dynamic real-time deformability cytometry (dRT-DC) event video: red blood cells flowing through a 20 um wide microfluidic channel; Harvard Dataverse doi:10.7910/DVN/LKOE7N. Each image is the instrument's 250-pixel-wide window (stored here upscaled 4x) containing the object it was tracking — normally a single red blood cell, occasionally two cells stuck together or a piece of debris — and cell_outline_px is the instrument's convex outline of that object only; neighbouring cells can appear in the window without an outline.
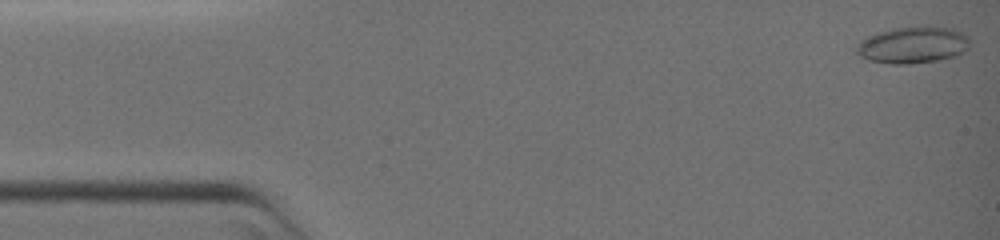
{"species": "common noctule bat (a hibernating species)", "species_latin": "Nyctalus noctula", "temperature_condition": "warm", "stored_images_in_passage": 75, "camera_frame_rate_fps": 3000, "um_per_image_px": 0.085, "animal": {"sex": "female", "body_mass_g": 19.0, "forearm_length_mm": 51.5}, "frame": {"image": 1, "passage_image": 1, "time_ms": 0.0, "image_size_px": [1000, 240], "cell_outline_px": [[968, 48], [964, 52], [956, 56], [940, 60], [908, 64], [892, 64], [868, 60], [860, 56], [856, 52], [856, 44], [860, 40], [868, 36], [892, 28], [928, 24], [952, 28], [968, 36]], "centroid_in_image_um": [77.6, 3.8], "position_along_channel_um": 7.4, "area_um2": 24.74}}
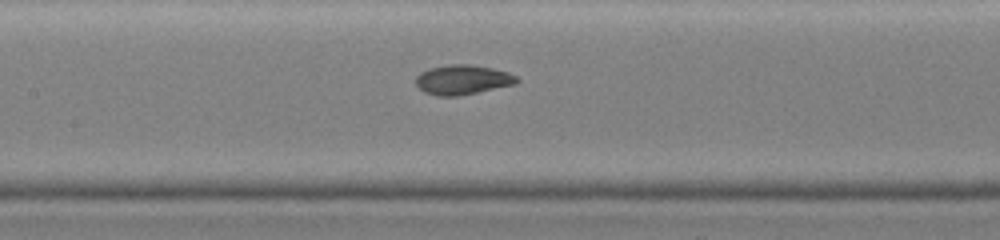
{"frame": {"image": 2, "passage_image": 36, "time_ms": 11.667, "image_size_px": [1000, 240], "cell_outline_px": [[520, 80], [516, 84], [460, 96], [436, 96], [424, 92], [416, 84], [416, 76], [420, 72], [428, 68], [448, 64], [472, 64], [492, 68], [508, 72], [516, 76]], "centroid_in_image_um": [39.32, 6.77], "position_along_channel_um": 168.1, "area_um2": 17.69}}
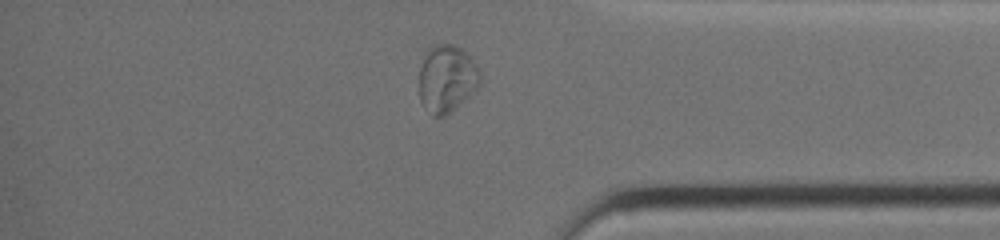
{"frame": {"image": 3, "passage_image": 65, "time_ms": 21.333, "image_size_px": [1000, 240], "cell_outline_px": [[480, 84], [472, 92], [444, 116], [432, 116], [420, 104], [420, 68], [424, 56], [428, 48], [432, 44], [456, 44], [476, 64], [480, 72]], "centroid_in_image_um": [37.94, 6.66], "position_along_channel_um": 397.3, "area_um2": 23.7}}